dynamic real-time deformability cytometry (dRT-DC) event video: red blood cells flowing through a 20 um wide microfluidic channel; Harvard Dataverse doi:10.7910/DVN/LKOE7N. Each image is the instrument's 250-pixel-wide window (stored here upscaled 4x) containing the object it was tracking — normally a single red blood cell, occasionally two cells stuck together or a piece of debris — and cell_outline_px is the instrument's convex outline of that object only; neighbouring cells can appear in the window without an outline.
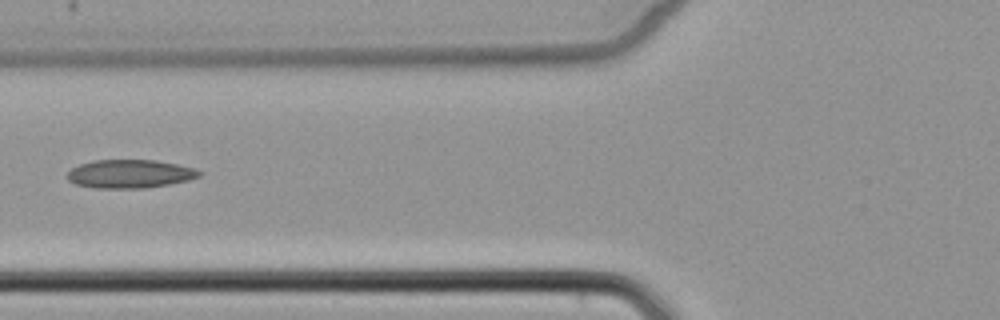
{"species": "common noctule bat (a hibernating species)", "species_latin": "Nyctalus noctula", "temperature_condition": "cold", "stored_images_in_passage": 2, "camera_frame_rate_fps": 3000, "um_per_image_px": 0.085, "animal": {"sex": "female", "body_mass_g": 22.7, "forearm_length_mm": 54.2}, "frame": {"image": 1, "passage_image": 2, "time_ms": 1.333, "image_size_px": [1000, 320], "cell_outline_px": [[204, 172], [200, 176], [188, 180], [168, 184], [144, 188], [92, 188], [76, 184], [68, 180], [68, 172], [72, 168], [80, 164], [92, 160], [156, 160], [196, 168]], "centroid_in_image_um": [11.06, 14.77], "position_along_channel_um": 114.7, "area_um2": 21.91}}